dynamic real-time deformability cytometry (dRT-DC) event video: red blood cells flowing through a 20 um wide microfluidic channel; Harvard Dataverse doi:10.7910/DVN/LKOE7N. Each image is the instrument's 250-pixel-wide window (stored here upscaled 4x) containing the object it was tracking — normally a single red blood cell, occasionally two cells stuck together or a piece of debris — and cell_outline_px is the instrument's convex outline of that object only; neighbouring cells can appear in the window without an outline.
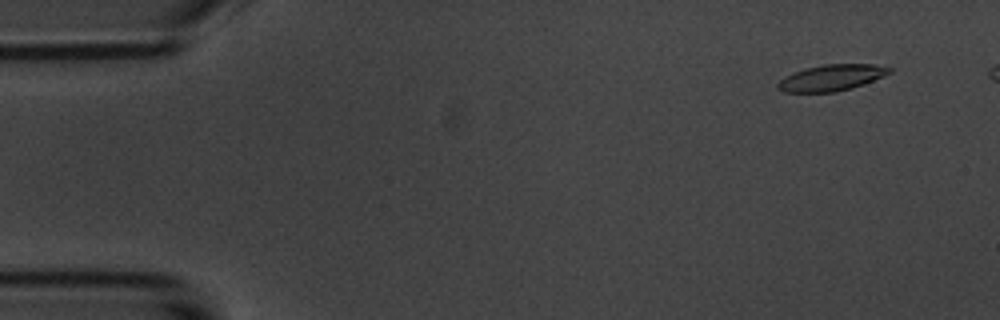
{"species": "common noctule bat (a hibernating species)", "species_latin": "Nyctalus noctula", "temperature_condition": "room temperature", "stored_images_in_passage": 5, "camera_frame_rate_fps": 3000, "um_per_image_px": 0.085, "animal": {"sex": "male", "body_mass_g": 20.1, "forearm_length_mm": 53.5}, "frame": {"image": 1, "passage_image": 1, "time_ms": 0.0, "image_size_px": [1000, 320], "cell_outline_px": [[892, 72], [884, 76], [864, 84], [852, 88], [836, 92], [784, 92], [776, 88], [776, 84], [784, 76], [804, 68], [824, 64], [876, 64], [892, 68]], "centroid_in_image_um": [70.67, 6.6], "position_along_channel_um": 14.3, "area_um2": 17.22}}